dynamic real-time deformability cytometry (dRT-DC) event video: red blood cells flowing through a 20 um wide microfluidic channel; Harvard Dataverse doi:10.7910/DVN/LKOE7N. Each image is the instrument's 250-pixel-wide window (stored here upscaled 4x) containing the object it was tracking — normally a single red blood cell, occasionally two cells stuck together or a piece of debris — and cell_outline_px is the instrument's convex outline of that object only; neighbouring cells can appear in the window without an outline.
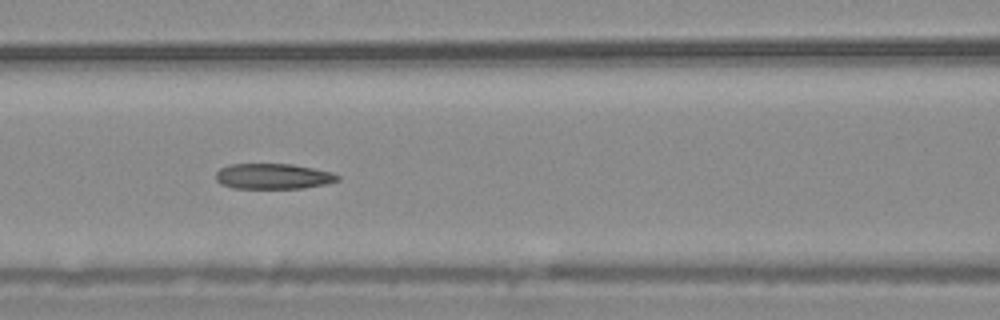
{"species": "common noctule bat (a hibernating species)", "species_latin": "Nyctalus noctula", "temperature_condition": "warm", "stored_images_in_passage": 23, "camera_frame_rate_fps": 3000, "um_per_image_px": 0.085, "animal": {"sex": "male", "body_mass_g": 20.4}, "frame": {"image": 1, "passage_image": 23, "time_ms": 7.333, "image_size_px": [1000, 320], "cell_outline_px": [[340, 180], [328, 184], [304, 188], [232, 188], [220, 184], [216, 180], [216, 172], [220, 168], [228, 164], [292, 164], [332, 172], [340, 176]], "centroid_in_image_um": [23.22, 14.99], "position_along_channel_um": 143.4, "area_um2": 18.26}}